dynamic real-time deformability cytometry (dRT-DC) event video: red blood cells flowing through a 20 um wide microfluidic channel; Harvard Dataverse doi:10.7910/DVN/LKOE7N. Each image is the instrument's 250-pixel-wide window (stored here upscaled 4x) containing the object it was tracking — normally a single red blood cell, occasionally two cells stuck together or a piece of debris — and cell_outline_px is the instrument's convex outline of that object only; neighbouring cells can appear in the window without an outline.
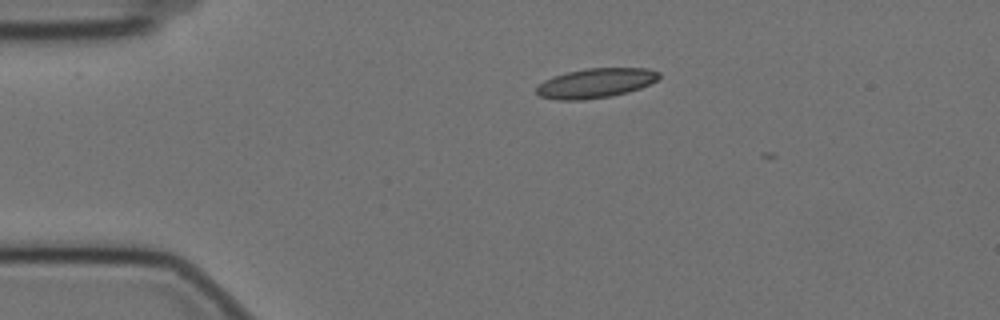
{"species": "Egyptian fruit bat (a non-hibernating species)", "species_latin": "Rousettus aegyptiacus", "temperature_condition": "cold", "stored_images_in_passage": 4, "camera_frame_rate_fps": 3000, "um_per_image_px": 0.085, "animal": {"sex": "female"}, "frame": {"image": 1, "passage_image": 1, "time_ms": 0.0, "image_size_px": [1000, 320], "cell_outline_px": [[660, 76], [656, 80], [640, 88], [628, 92], [612, 96], [584, 100], [556, 100], [540, 96], [536, 92], [536, 88], [544, 80], [568, 72], [588, 68], [648, 68], [660, 72]], "centroid_in_image_um": [50.64, 7.07], "position_along_channel_um": 34.4, "area_um2": 21.04}}